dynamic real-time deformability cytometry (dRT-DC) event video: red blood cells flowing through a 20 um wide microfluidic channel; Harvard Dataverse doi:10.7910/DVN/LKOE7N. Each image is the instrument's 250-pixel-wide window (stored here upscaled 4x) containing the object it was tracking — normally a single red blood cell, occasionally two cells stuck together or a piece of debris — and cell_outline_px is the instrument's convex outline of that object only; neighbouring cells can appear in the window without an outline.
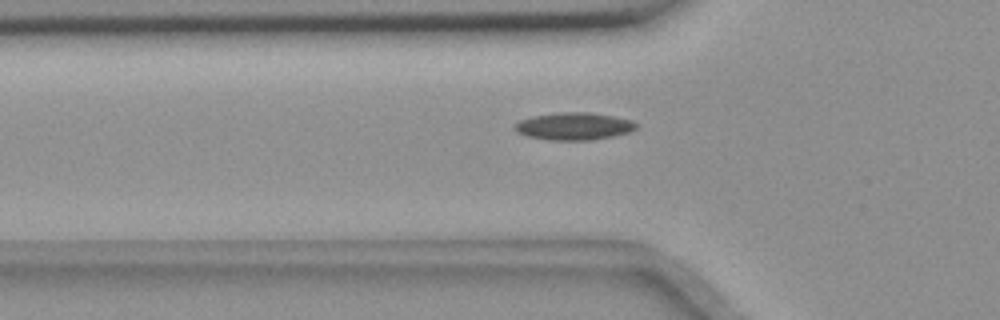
{"species": "common noctule bat (a hibernating species)", "species_latin": "Nyctalus noctula", "temperature_condition": "room temperature", "stored_images_in_passage": 39, "camera_frame_rate_fps": 3000, "um_per_image_px": 0.085, "animal": {"sex": "female", "body_mass_g": 18.4}, "frame": {"image": 1, "passage_image": 2, "time_ms": 0.333, "image_size_px": [1000, 320], "cell_outline_px": [[636, 128], [628, 132], [612, 136], [592, 140], [548, 140], [528, 136], [516, 132], [516, 124], [520, 120], [532, 116], [564, 112], [588, 112], [612, 116], [632, 120], [636, 124]], "centroid_in_image_um": [48.78, 10.73], "position_along_channel_um": 77.0, "area_um2": 19.13}}
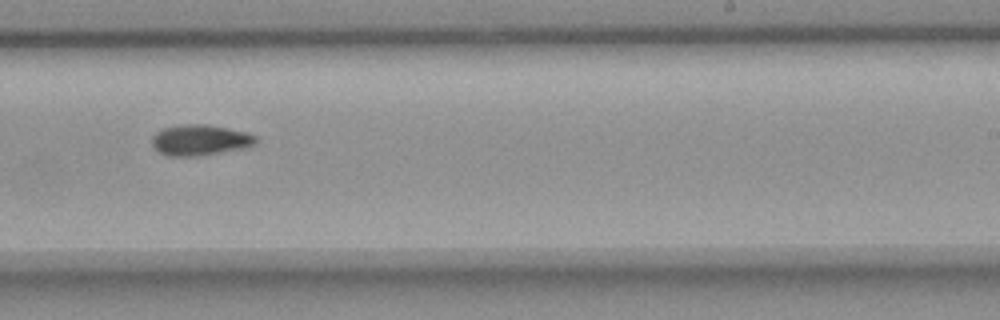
{"frame": {"image": 2, "passage_image": 18, "time_ms": 5.667, "image_size_px": [1000, 320], "cell_outline_px": [[256, 144], [244, 148], [200, 156], [168, 156], [152, 148], [152, 136], [156, 132], [164, 128], [184, 124], [208, 124], [248, 132], [256, 136]], "centroid_in_image_um": [17.0, 11.9], "position_along_channel_um": 272.0, "area_um2": 18.79}}
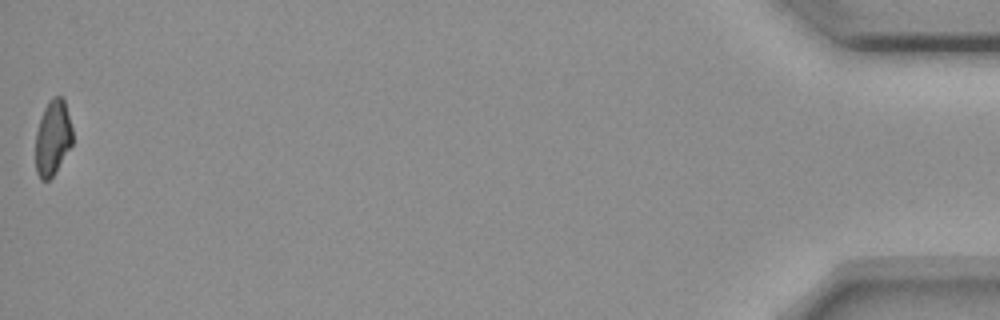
{"frame": {"image": 3, "passage_image": 39, "time_ms": 12.667, "image_size_px": [1000, 320], "cell_outline_px": [[72, 144], [52, 176], [48, 180], [40, 180], [36, 172], [36, 132], [44, 108], [48, 100], [52, 96], [60, 96], [64, 100], [72, 128]], "centroid_in_image_um": [4.47, 11.69], "position_along_channel_um": 430.7, "area_um2": 16.01}}